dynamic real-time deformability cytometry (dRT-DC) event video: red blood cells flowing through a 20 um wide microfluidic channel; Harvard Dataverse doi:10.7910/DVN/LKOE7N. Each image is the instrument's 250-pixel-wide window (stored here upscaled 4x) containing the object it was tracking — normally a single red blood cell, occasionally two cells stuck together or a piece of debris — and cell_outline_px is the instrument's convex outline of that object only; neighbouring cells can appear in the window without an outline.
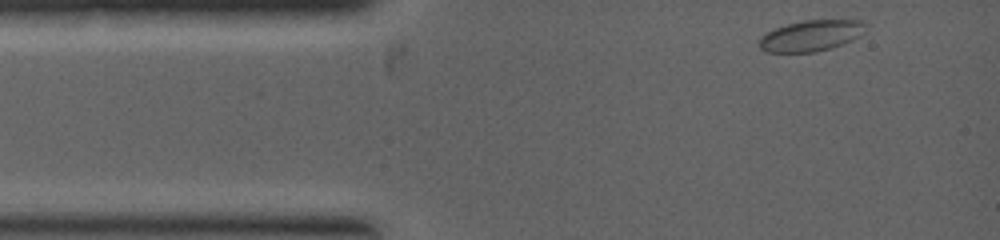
{"species": "common noctule bat (a hibernating species)", "species_latin": "Nyctalus noctula", "temperature_condition": "warm", "stored_images_in_passage": 3, "camera_frame_rate_fps": 5000, "um_per_image_px": 0.085, "animal": {"sex": "female", "body_mass_g": 19.0, "forearm_length_mm": 53.3}, "frame": {"image": 1, "passage_image": 1, "time_ms": 0.0, "image_size_px": [1000, 240], "cell_outline_px": [[868, 24], [860, 36], [852, 40], [832, 48], [812, 52], [768, 52], [760, 48], [760, 36], [776, 28], [788, 24], [804, 20], [860, 20]], "centroid_in_image_um": [68.97, 3.03], "position_along_channel_um": 16.0, "area_um2": 19.07}}